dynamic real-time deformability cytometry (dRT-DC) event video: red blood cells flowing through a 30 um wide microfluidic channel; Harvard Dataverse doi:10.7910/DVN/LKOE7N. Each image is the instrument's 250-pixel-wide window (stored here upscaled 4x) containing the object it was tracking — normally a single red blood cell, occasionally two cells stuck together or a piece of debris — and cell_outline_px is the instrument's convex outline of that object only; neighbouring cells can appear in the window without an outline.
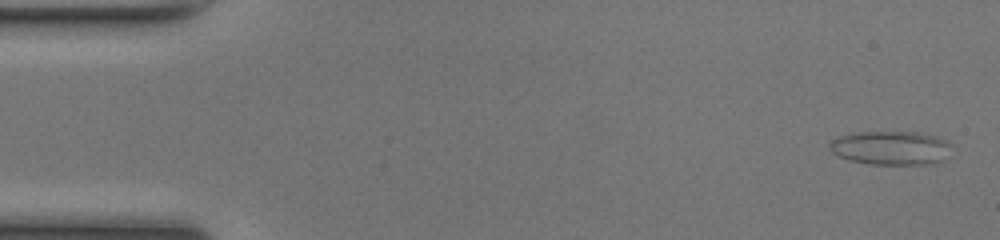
{"species": "common noctule bat (a hibernating species)", "species_latin": "Nyctalus noctula", "temperature_condition": "room temperature", "stored_images_in_passage": 49, "camera_frame_rate_fps": 3000, "um_per_image_px": 0.085, "animal": {"sex": "female", "body_mass_g": 17.0, "forearm_length_mm": 48.0}, "frame": {"image": 1, "passage_image": 2, "time_ms": 0.333, "image_size_px": [1000, 240], "cell_outline_px": [[952, 144], [944, 160], [924, 164], [868, 164], [848, 160], [832, 152], [828, 148], [828, 144], [836, 136], [860, 132], [916, 132], [936, 136], [948, 140]], "centroid_in_image_um": [75.7, 12.56], "position_along_channel_um": 9.3, "area_um2": 24.16}}
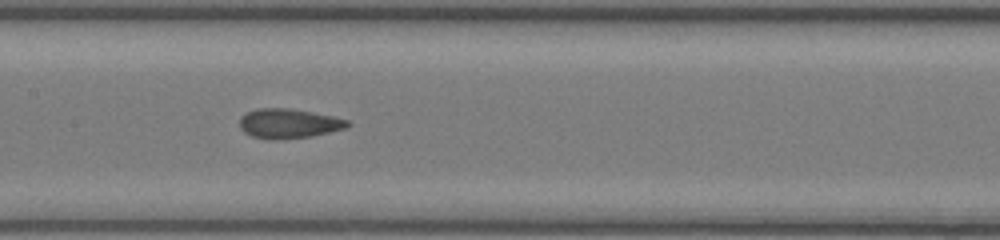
{"frame": {"image": 2, "passage_image": 24, "time_ms": 7.667, "image_size_px": [1000, 240], "cell_outline_px": [[352, 124], [348, 128], [312, 136], [276, 140], [272, 140], [252, 136], [244, 132], [240, 128], [240, 116], [256, 108], [288, 108], [312, 112], [332, 116], [348, 120]], "centroid_in_image_um": [24.55, 10.5], "position_along_channel_um": 182.8, "area_um2": 18.73}}
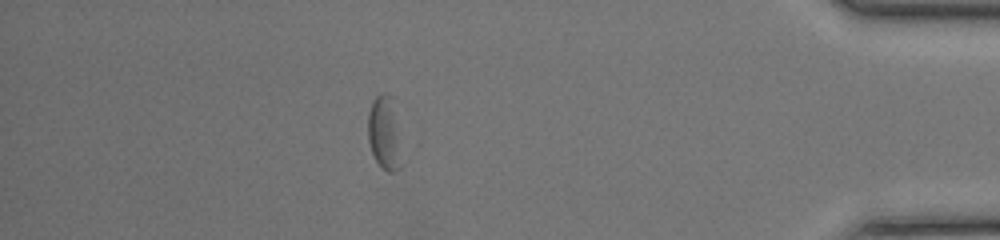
{"frame": {"image": 3, "passage_image": 43, "time_ms": 14.0, "image_size_px": [1000, 240], "cell_outline_px": [[408, 160], [396, 172], [388, 172], [376, 160], [372, 152], [368, 140], [368, 112], [372, 100], [380, 92], [384, 92], [392, 96]], "centroid_in_image_um": [32.8, 11.36], "position_along_channel_um": 402.4, "area_um2": 15.95}, "authors_computed_cell_mechanics": {"area_um2": 18.9006, "velocity_mm_per_s": 4.2127, "shape_relaxation_time_tau1_ms": null, "shape_relaxation_time_tau2_ms": 1.5867, "deformation_change_tau1": null, "deformation_change_tau2": 0.0874}}